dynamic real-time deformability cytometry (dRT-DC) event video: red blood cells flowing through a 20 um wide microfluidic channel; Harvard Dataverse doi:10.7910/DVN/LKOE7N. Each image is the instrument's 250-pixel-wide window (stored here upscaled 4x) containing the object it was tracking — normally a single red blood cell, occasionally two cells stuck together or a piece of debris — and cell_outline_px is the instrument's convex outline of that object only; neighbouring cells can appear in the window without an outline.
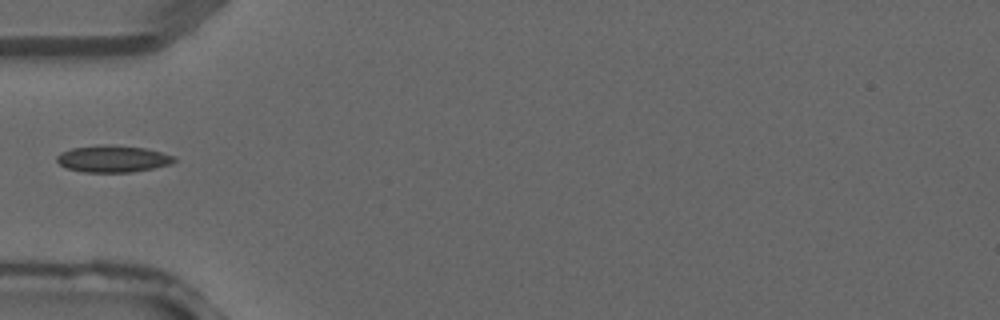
{"species": "common noctule bat (a hibernating species)", "species_latin": "Nyctalus noctula", "temperature_condition": "warm", "stored_images_in_passage": 1, "camera_frame_rate_fps": 3000, "um_per_image_px": 0.085, "animal": {"sex": "male", "forearm_length_mm": 52.5}, "frame": {"image": 1, "passage_image": 1, "time_ms": 0.0, "image_size_px": [1000, 320], "cell_outline_px": [[176, 160], [172, 164], [132, 172], [84, 172], [68, 168], [60, 164], [56, 160], [56, 156], [60, 152], [72, 148], [100, 144], [112, 144], [144, 148], [176, 156]], "centroid_in_image_um": [9.59, 13.49], "position_along_channel_um": 75.4, "area_um2": 18.44}}